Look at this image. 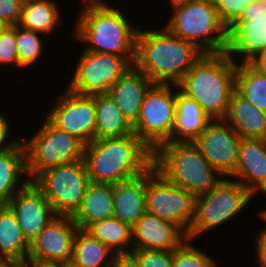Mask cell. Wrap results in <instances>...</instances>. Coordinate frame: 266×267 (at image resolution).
Returning <instances> with one entry per match:
<instances>
[{
	"label": "cell",
	"instance_id": "cell-1",
	"mask_svg": "<svg viewBox=\"0 0 266 267\" xmlns=\"http://www.w3.org/2000/svg\"><path fill=\"white\" fill-rule=\"evenodd\" d=\"M81 1L82 8L72 29L76 42L84 44L82 47L87 51L135 56L140 26L131 23L129 13L109 1Z\"/></svg>",
	"mask_w": 266,
	"mask_h": 267
},
{
	"label": "cell",
	"instance_id": "cell-2",
	"mask_svg": "<svg viewBox=\"0 0 266 267\" xmlns=\"http://www.w3.org/2000/svg\"><path fill=\"white\" fill-rule=\"evenodd\" d=\"M204 54L195 44L160 29H144L136 36L133 66L154 84L177 85L188 70Z\"/></svg>",
	"mask_w": 266,
	"mask_h": 267
},
{
	"label": "cell",
	"instance_id": "cell-3",
	"mask_svg": "<svg viewBox=\"0 0 266 267\" xmlns=\"http://www.w3.org/2000/svg\"><path fill=\"white\" fill-rule=\"evenodd\" d=\"M83 160L91 182L117 184L148 171L153 152L132 134L95 139L85 145Z\"/></svg>",
	"mask_w": 266,
	"mask_h": 267
},
{
	"label": "cell",
	"instance_id": "cell-4",
	"mask_svg": "<svg viewBox=\"0 0 266 267\" xmlns=\"http://www.w3.org/2000/svg\"><path fill=\"white\" fill-rule=\"evenodd\" d=\"M237 63L227 54L204 53L177 84L211 120H224L235 91Z\"/></svg>",
	"mask_w": 266,
	"mask_h": 267
},
{
	"label": "cell",
	"instance_id": "cell-5",
	"mask_svg": "<svg viewBox=\"0 0 266 267\" xmlns=\"http://www.w3.org/2000/svg\"><path fill=\"white\" fill-rule=\"evenodd\" d=\"M153 166L168 181L194 198L212 190L222 179L194 142L160 145L153 152Z\"/></svg>",
	"mask_w": 266,
	"mask_h": 267
},
{
	"label": "cell",
	"instance_id": "cell-6",
	"mask_svg": "<svg viewBox=\"0 0 266 267\" xmlns=\"http://www.w3.org/2000/svg\"><path fill=\"white\" fill-rule=\"evenodd\" d=\"M170 14L163 27L172 35L195 44L204 53L226 51L228 27L221 21L214 0H193Z\"/></svg>",
	"mask_w": 266,
	"mask_h": 267
},
{
	"label": "cell",
	"instance_id": "cell-7",
	"mask_svg": "<svg viewBox=\"0 0 266 267\" xmlns=\"http://www.w3.org/2000/svg\"><path fill=\"white\" fill-rule=\"evenodd\" d=\"M254 197L242 183L223 178L208 193L195 198L194 219L187 238L195 241L206 232L236 219Z\"/></svg>",
	"mask_w": 266,
	"mask_h": 267
},
{
	"label": "cell",
	"instance_id": "cell-8",
	"mask_svg": "<svg viewBox=\"0 0 266 267\" xmlns=\"http://www.w3.org/2000/svg\"><path fill=\"white\" fill-rule=\"evenodd\" d=\"M42 122L30 139L21 133L30 182L47 169L83 160L85 144L79 138L58 129L46 117Z\"/></svg>",
	"mask_w": 266,
	"mask_h": 267
},
{
	"label": "cell",
	"instance_id": "cell-9",
	"mask_svg": "<svg viewBox=\"0 0 266 267\" xmlns=\"http://www.w3.org/2000/svg\"><path fill=\"white\" fill-rule=\"evenodd\" d=\"M176 117V85L153 84L146 92L134 134L154 152L172 136Z\"/></svg>",
	"mask_w": 266,
	"mask_h": 267
},
{
	"label": "cell",
	"instance_id": "cell-10",
	"mask_svg": "<svg viewBox=\"0 0 266 267\" xmlns=\"http://www.w3.org/2000/svg\"><path fill=\"white\" fill-rule=\"evenodd\" d=\"M32 182L49 201L56 215L73 216L80 208L91 181L84 160H78L47 169Z\"/></svg>",
	"mask_w": 266,
	"mask_h": 267
},
{
	"label": "cell",
	"instance_id": "cell-11",
	"mask_svg": "<svg viewBox=\"0 0 266 267\" xmlns=\"http://www.w3.org/2000/svg\"><path fill=\"white\" fill-rule=\"evenodd\" d=\"M76 59L66 88L83 95L108 93L112 86L133 66L135 56H120L84 50ZM80 57V58H79ZM78 60V61H77Z\"/></svg>",
	"mask_w": 266,
	"mask_h": 267
},
{
	"label": "cell",
	"instance_id": "cell-12",
	"mask_svg": "<svg viewBox=\"0 0 266 267\" xmlns=\"http://www.w3.org/2000/svg\"><path fill=\"white\" fill-rule=\"evenodd\" d=\"M146 212L170 221L189 233L194 219L195 198L168 181L154 166L146 171Z\"/></svg>",
	"mask_w": 266,
	"mask_h": 267
},
{
	"label": "cell",
	"instance_id": "cell-13",
	"mask_svg": "<svg viewBox=\"0 0 266 267\" xmlns=\"http://www.w3.org/2000/svg\"><path fill=\"white\" fill-rule=\"evenodd\" d=\"M44 115L58 129L79 138L85 145L95 140L94 95L72 92L66 87Z\"/></svg>",
	"mask_w": 266,
	"mask_h": 267
},
{
	"label": "cell",
	"instance_id": "cell-14",
	"mask_svg": "<svg viewBox=\"0 0 266 267\" xmlns=\"http://www.w3.org/2000/svg\"><path fill=\"white\" fill-rule=\"evenodd\" d=\"M265 47L266 0H255L228 28L226 52L236 63L251 62Z\"/></svg>",
	"mask_w": 266,
	"mask_h": 267
},
{
	"label": "cell",
	"instance_id": "cell-15",
	"mask_svg": "<svg viewBox=\"0 0 266 267\" xmlns=\"http://www.w3.org/2000/svg\"><path fill=\"white\" fill-rule=\"evenodd\" d=\"M241 139L224 120H212L194 144L223 178H230L237 167Z\"/></svg>",
	"mask_w": 266,
	"mask_h": 267
},
{
	"label": "cell",
	"instance_id": "cell-16",
	"mask_svg": "<svg viewBox=\"0 0 266 267\" xmlns=\"http://www.w3.org/2000/svg\"><path fill=\"white\" fill-rule=\"evenodd\" d=\"M78 229L72 216L56 215L31 241L28 258L57 263L70 262Z\"/></svg>",
	"mask_w": 266,
	"mask_h": 267
},
{
	"label": "cell",
	"instance_id": "cell-17",
	"mask_svg": "<svg viewBox=\"0 0 266 267\" xmlns=\"http://www.w3.org/2000/svg\"><path fill=\"white\" fill-rule=\"evenodd\" d=\"M15 213L24 237L29 243L56 216L43 193L29 182L7 204Z\"/></svg>",
	"mask_w": 266,
	"mask_h": 267
},
{
	"label": "cell",
	"instance_id": "cell-18",
	"mask_svg": "<svg viewBox=\"0 0 266 267\" xmlns=\"http://www.w3.org/2000/svg\"><path fill=\"white\" fill-rule=\"evenodd\" d=\"M187 239V234L176 224L147 212L132 227L133 249L173 251Z\"/></svg>",
	"mask_w": 266,
	"mask_h": 267
},
{
	"label": "cell",
	"instance_id": "cell-19",
	"mask_svg": "<svg viewBox=\"0 0 266 267\" xmlns=\"http://www.w3.org/2000/svg\"><path fill=\"white\" fill-rule=\"evenodd\" d=\"M230 179L242 183L255 197L266 195V139H241L237 167Z\"/></svg>",
	"mask_w": 266,
	"mask_h": 267
},
{
	"label": "cell",
	"instance_id": "cell-20",
	"mask_svg": "<svg viewBox=\"0 0 266 267\" xmlns=\"http://www.w3.org/2000/svg\"><path fill=\"white\" fill-rule=\"evenodd\" d=\"M153 84L132 66L108 92L131 125L137 121L144 96Z\"/></svg>",
	"mask_w": 266,
	"mask_h": 267
},
{
	"label": "cell",
	"instance_id": "cell-21",
	"mask_svg": "<svg viewBox=\"0 0 266 267\" xmlns=\"http://www.w3.org/2000/svg\"><path fill=\"white\" fill-rule=\"evenodd\" d=\"M146 172L113 184V218L131 228L146 212Z\"/></svg>",
	"mask_w": 266,
	"mask_h": 267
},
{
	"label": "cell",
	"instance_id": "cell-22",
	"mask_svg": "<svg viewBox=\"0 0 266 267\" xmlns=\"http://www.w3.org/2000/svg\"><path fill=\"white\" fill-rule=\"evenodd\" d=\"M211 121L198 102L183 94L176 85L175 126L168 142H194Z\"/></svg>",
	"mask_w": 266,
	"mask_h": 267
},
{
	"label": "cell",
	"instance_id": "cell-23",
	"mask_svg": "<svg viewBox=\"0 0 266 267\" xmlns=\"http://www.w3.org/2000/svg\"><path fill=\"white\" fill-rule=\"evenodd\" d=\"M224 121L242 138L266 139V112L259 110L236 90Z\"/></svg>",
	"mask_w": 266,
	"mask_h": 267
},
{
	"label": "cell",
	"instance_id": "cell-24",
	"mask_svg": "<svg viewBox=\"0 0 266 267\" xmlns=\"http://www.w3.org/2000/svg\"><path fill=\"white\" fill-rule=\"evenodd\" d=\"M29 182L26 150L21 140L15 147L0 152V205H7Z\"/></svg>",
	"mask_w": 266,
	"mask_h": 267
},
{
	"label": "cell",
	"instance_id": "cell-25",
	"mask_svg": "<svg viewBox=\"0 0 266 267\" xmlns=\"http://www.w3.org/2000/svg\"><path fill=\"white\" fill-rule=\"evenodd\" d=\"M79 229L113 218V184L90 182L82 204L72 216Z\"/></svg>",
	"mask_w": 266,
	"mask_h": 267
},
{
	"label": "cell",
	"instance_id": "cell-26",
	"mask_svg": "<svg viewBox=\"0 0 266 267\" xmlns=\"http://www.w3.org/2000/svg\"><path fill=\"white\" fill-rule=\"evenodd\" d=\"M30 243L24 237L15 213L8 205H0V264H24Z\"/></svg>",
	"mask_w": 266,
	"mask_h": 267
},
{
	"label": "cell",
	"instance_id": "cell-27",
	"mask_svg": "<svg viewBox=\"0 0 266 267\" xmlns=\"http://www.w3.org/2000/svg\"><path fill=\"white\" fill-rule=\"evenodd\" d=\"M95 139L124 137L134 134L130 122L123 116L109 93L95 94Z\"/></svg>",
	"mask_w": 266,
	"mask_h": 267
},
{
	"label": "cell",
	"instance_id": "cell-28",
	"mask_svg": "<svg viewBox=\"0 0 266 267\" xmlns=\"http://www.w3.org/2000/svg\"><path fill=\"white\" fill-rule=\"evenodd\" d=\"M59 9L60 4L58 5L55 0H24L18 25L51 36L63 22L62 11Z\"/></svg>",
	"mask_w": 266,
	"mask_h": 267
},
{
	"label": "cell",
	"instance_id": "cell-29",
	"mask_svg": "<svg viewBox=\"0 0 266 267\" xmlns=\"http://www.w3.org/2000/svg\"><path fill=\"white\" fill-rule=\"evenodd\" d=\"M114 252L85 230L78 229L70 262L77 267H111Z\"/></svg>",
	"mask_w": 266,
	"mask_h": 267
},
{
	"label": "cell",
	"instance_id": "cell-30",
	"mask_svg": "<svg viewBox=\"0 0 266 267\" xmlns=\"http://www.w3.org/2000/svg\"><path fill=\"white\" fill-rule=\"evenodd\" d=\"M235 90L256 108L266 112V72L250 62L237 63Z\"/></svg>",
	"mask_w": 266,
	"mask_h": 267
},
{
	"label": "cell",
	"instance_id": "cell-31",
	"mask_svg": "<svg viewBox=\"0 0 266 267\" xmlns=\"http://www.w3.org/2000/svg\"><path fill=\"white\" fill-rule=\"evenodd\" d=\"M85 231L114 253H129L133 250L132 228L116 218L92 223Z\"/></svg>",
	"mask_w": 266,
	"mask_h": 267
},
{
	"label": "cell",
	"instance_id": "cell-32",
	"mask_svg": "<svg viewBox=\"0 0 266 267\" xmlns=\"http://www.w3.org/2000/svg\"><path fill=\"white\" fill-rule=\"evenodd\" d=\"M47 36L16 25V43L19 55V69H28L34 66L45 53ZM45 50V51H44ZM31 66V67H30Z\"/></svg>",
	"mask_w": 266,
	"mask_h": 267
},
{
	"label": "cell",
	"instance_id": "cell-33",
	"mask_svg": "<svg viewBox=\"0 0 266 267\" xmlns=\"http://www.w3.org/2000/svg\"><path fill=\"white\" fill-rule=\"evenodd\" d=\"M194 246V242L187 239L173 250V267H218L217 260Z\"/></svg>",
	"mask_w": 266,
	"mask_h": 267
},
{
	"label": "cell",
	"instance_id": "cell-34",
	"mask_svg": "<svg viewBox=\"0 0 266 267\" xmlns=\"http://www.w3.org/2000/svg\"><path fill=\"white\" fill-rule=\"evenodd\" d=\"M19 68V55L16 43V25L4 26L0 31V66Z\"/></svg>",
	"mask_w": 266,
	"mask_h": 267
},
{
	"label": "cell",
	"instance_id": "cell-35",
	"mask_svg": "<svg viewBox=\"0 0 266 267\" xmlns=\"http://www.w3.org/2000/svg\"><path fill=\"white\" fill-rule=\"evenodd\" d=\"M140 267H173V251L133 249Z\"/></svg>",
	"mask_w": 266,
	"mask_h": 267
},
{
	"label": "cell",
	"instance_id": "cell-36",
	"mask_svg": "<svg viewBox=\"0 0 266 267\" xmlns=\"http://www.w3.org/2000/svg\"><path fill=\"white\" fill-rule=\"evenodd\" d=\"M255 0H214L221 21L229 28Z\"/></svg>",
	"mask_w": 266,
	"mask_h": 267
},
{
	"label": "cell",
	"instance_id": "cell-37",
	"mask_svg": "<svg viewBox=\"0 0 266 267\" xmlns=\"http://www.w3.org/2000/svg\"><path fill=\"white\" fill-rule=\"evenodd\" d=\"M24 0H0V22L5 26L18 25Z\"/></svg>",
	"mask_w": 266,
	"mask_h": 267
},
{
	"label": "cell",
	"instance_id": "cell-38",
	"mask_svg": "<svg viewBox=\"0 0 266 267\" xmlns=\"http://www.w3.org/2000/svg\"><path fill=\"white\" fill-rule=\"evenodd\" d=\"M11 124V120L6 116V113L0 112V152L15 147L22 140V135L20 134L13 139L11 138V134L14 132Z\"/></svg>",
	"mask_w": 266,
	"mask_h": 267
},
{
	"label": "cell",
	"instance_id": "cell-39",
	"mask_svg": "<svg viewBox=\"0 0 266 267\" xmlns=\"http://www.w3.org/2000/svg\"><path fill=\"white\" fill-rule=\"evenodd\" d=\"M258 217L262 221L266 223V220L259 214V210L257 213ZM256 234V239H255V256H256V264L257 267H266V226L264 228H260Z\"/></svg>",
	"mask_w": 266,
	"mask_h": 267
},
{
	"label": "cell",
	"instance_id": "cell-40",
	"mask_svg": "<svg viewBox=\"0 0 266 267\" xmlns=\"http://www.w3.org/2000/svg\"><path fill=\"white\" fill-rule=\"evenodd\" d=\"M111 267H140L137 257L132 253H115Z\"/></svg>",
	"mask_w": 266,
	"mask_h": 267
},
{
	"label": "cell",
	"instance_id": "cell-41",
	"mask_svg": "<svg viewBox=\"0 0 266 267\" xmlns=\"http://www.w3.org/2000/svg\"><path fill=\"white\" fill-rule=\"evenodd\" d=\"M250 63L256 68L266 72V47L263 48Z\"/></svg>",
	"mask_w": 266,
	"mask_h": 267
},
{
	"label": "cell",
	"instance_id": "cell-42",
	"mask_svg": "<svg viewBox=\"0 0 266 267\" xmlns=\"http://www.w3.org/2000/svg\"><path fill=\"white\" fill-rule=\"evenodd\" d=\"M24 267H60V263L40 261L37 259L28 258L23 264Z\"/></svg>",
	"mask_w": 266,
	"mask_h": 267
},
{
	"label": "cell",
	"instance_id": "cell-43",
	"mask_svg": "<svg viewBox=\"0 0 266 267\" xmlns=\"http://www.w3.org/2000/svg\"><path fill=\"white\" fill-rule=\"evenodd\" d=\"M168 4H170V11L175 9V8H178V7H181V6H184L186 4H188L189 2L193 1V0H168Z\"/></svg>",
	"mask_w": 266,
	"mask_h": 267
},
{
	"label": "cell",
	"instance_id": "cell-44",
	"mask_svg": "<svg viewBox=\"0 0 266 267\" xmlns=\"http://www.w3.org/2000/svg\"><path fill=\"white\" fill-rule=\"evenodd\" d=\"M0 267H24L23 264H0Z\"/></svg>",
	"mask_w": 266,
	"mask_h": 267
},
{
	"label": "cell",
	"instance_id": "cell-45",
	"mask_svg": "<svg viewBox=\"0 0 266 267\" xmlns=\"http://www.w3.org/2000/svg\"><path fill=\"white\" fill-rule=\"evenodd\" d=\"M60 267H77L71 262H66V263H60Z\"/></svg>",
	"mask_w": 266,
	"mask_h": 267
},
{
	"label": "cell",
	"instance_id": "cell-46",
	"mask_svg": "<svg viewBox=\"0 0 266 267\" xmlns=\"http://www.w3.org/2000/svg\"><path fill=\"white\" fill-rule=\"evenodd\" d=\"M259 214L266 220V207L260 209Z\"/></svg>",
	"mask_w": 266,
	"mask_h": 267
},
{
	"label": "cell",
	"instance_id": "cell-47",
	"mask_svg": "<svg viewBox=\"0 0 266 267\" xmlns=\"http://www.w3.org/2000/svg\"><path fill=\"white\" fill-rule=\"evenodd\" d=\"M4 24L0 22V31L4 28Z\"/></svg>",
	"mask_w": 266,
	"mask_h": 267
}]
</instances>
